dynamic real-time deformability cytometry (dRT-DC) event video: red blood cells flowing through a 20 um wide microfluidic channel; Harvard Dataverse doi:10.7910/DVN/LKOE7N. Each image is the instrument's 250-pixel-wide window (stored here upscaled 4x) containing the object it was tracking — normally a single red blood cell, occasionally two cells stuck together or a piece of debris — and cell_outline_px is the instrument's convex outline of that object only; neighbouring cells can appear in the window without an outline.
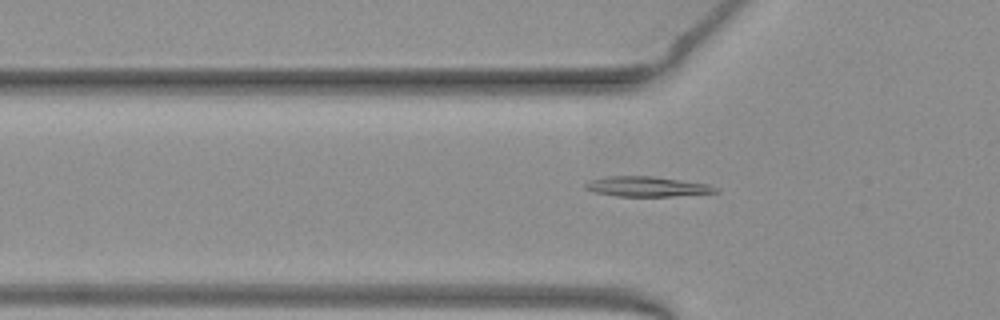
{"species": "common noctule bat (a hibernating species)", "species_latin": "Nyctalus noctula", "temperature_condition": "warm", "stored_images_in_passage": 52, "camera_frame_rate_fps": 3000, "um_per_image_px": 0.085, "animal": {"sex": "female", "body_mass_g": 19.3, "forearm_length_mm": 54.1}, "frame": {"image": 1, "passage_image": 17, "time_ms": 5.333, "image_size_px": [1000, 320], "cell_outline_px": [[720, 192], [672, 196], [616, 196], [592, 192], [584, 188], [584, 184], [592, 180], [604, 176], [652, 176], [708, 184], [720, 188]], "centroid_in_image_um": [54.98, 15.86], "position_along_channel_um": 70.8, "area_um2": 15.26}}
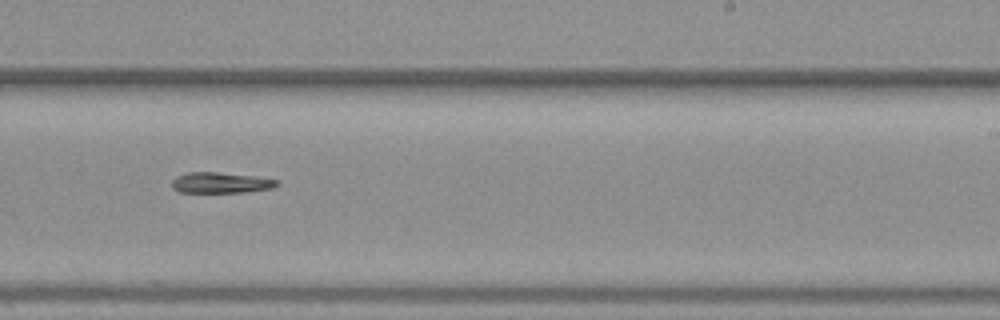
{"frame": {"image": 2, "passage_image": 32, "time_ms": 10.333, "image_size_px": [1000, 320], "cell_outline_px": [[280, 184], [272, 188], [244, 192], [180, 192], [172, 188], [172, 180], [176, 176], [188, 172], [216, 172], [256, 176], [280, 180]], "centroid_in_image_um": [18.78, 15.52], "position_along_channel_um": 270.2, "area_um2": 12.77}}
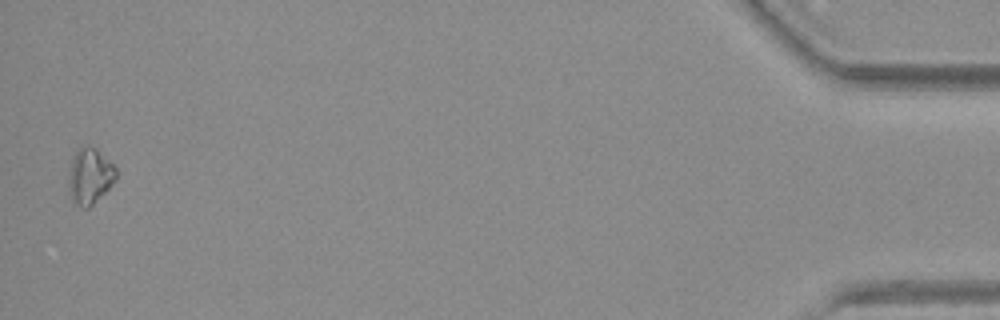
{"frame": {"image": 3, "passage_image": 51, "time_ms": 16.667, "image_size_px": [1000, 320], "cell_outline_px": [[116, 180], [88, 208], [84, 208], [72, 200], [68, 188], [68, 176], [72, 160], [76, 152], [80, 148], [96, 148], [116, 168]], "centroid_in_image_um": [7.63, 14.99], "position_along_channel_um": 427.6, "area_um2": 14.91}, "authors_computed_cell_mechanics": {"area_um2": 13.4674, "velocity_mm_per_s": 3.9789, "shape_relaxation_time_tau1_ms": 7.7554, "shape_relaxation_time_tau2_ms": 4.7482, "deformation_change_tau1": 0.2172, "deformation_change_tau2": 0.0943}}